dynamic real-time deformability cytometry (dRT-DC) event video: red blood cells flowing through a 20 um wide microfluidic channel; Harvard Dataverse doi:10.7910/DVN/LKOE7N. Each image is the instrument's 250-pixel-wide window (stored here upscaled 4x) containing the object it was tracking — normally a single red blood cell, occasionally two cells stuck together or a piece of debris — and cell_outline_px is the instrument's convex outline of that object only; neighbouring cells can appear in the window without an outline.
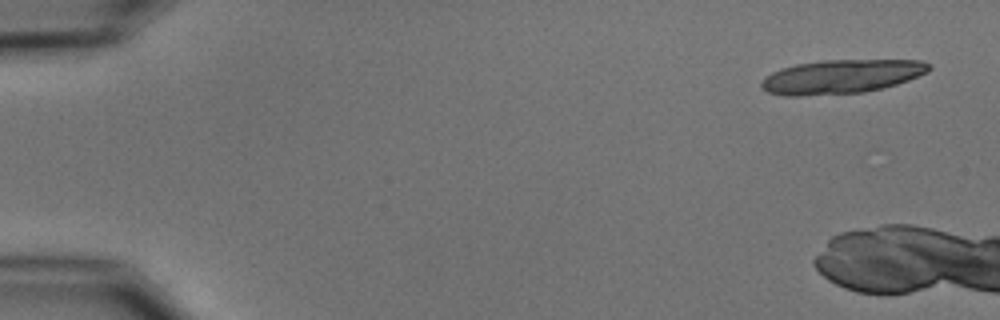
{"species": "common noctule bat (a hibernating species)", "species_latin": "Nyctalus noctula", "temperature_condition": "cold", "stored_images_in_passage": 4, "camera_frame_rate_fps": 3000, "um_per_image_px": 0.085, "animal": {"sex": "male", "body_mass_g": 15.6}, "frame": {"image": 1, "passage_image": 1, "time_ms": 0.0, "image_size_px": [1000, 320], "cell_outline_px": [[932, 68], [928, 72], [908, 80], [884, 88], [864, 92], [800, 96], [784, 96], [768, 92], [760, 88], [760, 84], [764, 76], [772, 72], [796, 64], [820, 60], [924, 60], [932, 64]], "centroid_in_image_um": [71.53, 6.51], "position_along_channel_um": 13.5, "area_um2": 33.41}}